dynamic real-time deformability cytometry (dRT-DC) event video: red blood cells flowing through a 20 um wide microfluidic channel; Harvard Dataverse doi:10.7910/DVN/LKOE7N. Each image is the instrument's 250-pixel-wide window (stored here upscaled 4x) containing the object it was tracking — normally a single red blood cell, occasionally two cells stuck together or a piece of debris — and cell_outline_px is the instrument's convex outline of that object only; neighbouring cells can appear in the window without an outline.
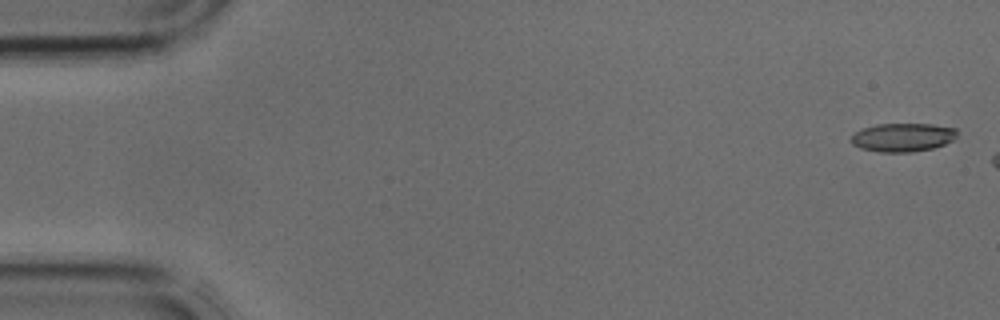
{"species": "common noctule bat (a hibernating species)", "species_latin": "Nyctalus noctula", "temperature_condition": "cold", "stored_images_in_passage": 4, "camera_frame_rate_fps": 3000, "um_per_image_px": 0.085, "animal": {"sex": "male", "body_mass_g": 17.9, "forearm_length_mm": 54.2}, "frame": {"image": 1, "passage_image": 1, "time_ms": 0.0, "image_size_px": [1000, 320], "cell_outline_px": [[956, 136], [952, 140], [944, 144], [932, 148], [912, 152], [880, 152], [860, 148], [852, 144], [848, 140], [856, 132], [864, 128], [876, 124], [932, 124], [956, 128]], "centroid_in_image_um": [76.71, 11.67], "position_along_channel_um": 8.3, "area_um2": 17.57}}